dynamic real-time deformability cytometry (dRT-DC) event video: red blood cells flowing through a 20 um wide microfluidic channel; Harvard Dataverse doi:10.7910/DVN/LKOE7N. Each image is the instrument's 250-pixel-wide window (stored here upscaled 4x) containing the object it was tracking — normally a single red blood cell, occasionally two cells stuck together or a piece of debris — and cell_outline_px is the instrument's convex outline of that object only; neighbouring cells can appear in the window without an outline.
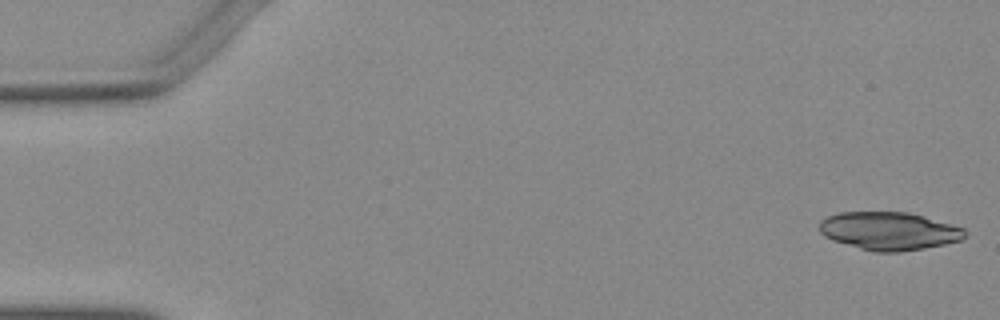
{"species": "Egyptian fruit bat (a non-hibernating species)", "species_latin": "Rousettus aegyptiacus", "temperature_condition": "warm", "stored_images_in_passage": 15, "camera_frame_rate_fps": 3000, "um_per_image_px": 0.085, "animal": {"sex": "female"}, "frame": {"image": 1, "passage_image": 1, "time_ms": 0.0, "image_size_px": [1000, 320], "cell_outline_px": [[968, 236], [960, 240], [944, 244], [924, 248], [900, 252], [872, 252], [832, 240], [824, 236], [820, 232], [820, 220], [828, 216], [840, 212], [908, 212], [964, 228], [968, 232]], "centroid_in_image_um": [75.57, 19.64], "position_along_channel_um": 9.4, "area_um2": 32.25}}
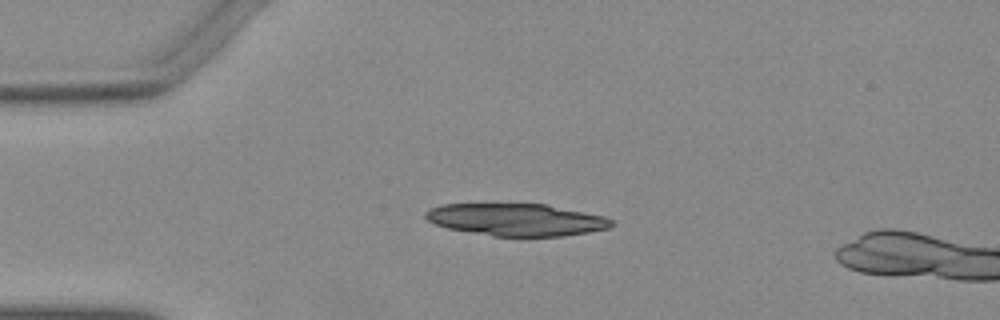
{"frame": {"image": 2, "passage_image": 12, "time_ms": 3.667, "image_size_px": [1000, 320], "cell_outline_px": [[612, 224], [608, 228], [588, 232], [564, 236], [492, 236], [448, 228], [436, 224], [428, 220], [424, 216], [424, 212], [428, 208], [444, 204], [544, 204], [604, 216], [612, 220]], "centroid_in_image_um": [43.85, 18.67], "position_along_channel_um": 41.1, "area_um2": 34.68}}